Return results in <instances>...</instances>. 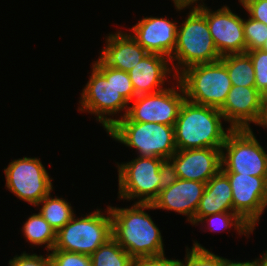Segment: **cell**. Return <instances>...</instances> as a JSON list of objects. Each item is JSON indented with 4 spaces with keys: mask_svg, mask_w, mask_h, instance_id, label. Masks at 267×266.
Here are the masks:
<instances>
[{
    "mask_svg": "<svg viewBox=\"0 0 267 266\" xmlns=\"http://www.w3.org/2000/svg\"><path fill=\"white\" fill-rule=\"evenodd\" d=\"M108 207L113 238L133 259L164 254L161 232L144 211L154 209L151 203L135 202L129 208Z\"/></svg>",
    "mask_w": 267,
    "mask_h": 266,
    "instance_id": "cell-1",
    "label": "cell"
},
{
    "mask_svg": "<svg viewBox=\"0 0 267 266\" xmlns=\"http://www.w3.org/2000/svg\"><path fill=\"white\" fill-rule=\"evenodd\" d=\"M219 109L185 99L175 122L177 150L222 148L231 130H224Z\"/></svg>",
    "mask_w": 267,
    "mask_h": 266,
    "instance_id": "cell-2",
    "label": "cell"
},
{
    "mask_svg": "<svg viewBox=\"0 0 267 266\" xmlns=\"http://www.w3.org/2000/svg\"><path fill=\"white\" fill-rule=\"evenodd\" d=\"M190 7L192 9L188 17L180 27H177L176 45L170 58L172 69L176 73L172 74L173 79L186 68L221 59L210 34L206 17L196 7L192 5ZM173 60L178 63L175 64Z\"/></svg>",
    "mask_w": 267,
    "mask_h": 266,
    "instance_id": "cell-3",
    "label": "cell"
},
{
    "mask_svg": "<svg viewBox=\"0 0 267 266\" xmlns=\"http://www.w3.org/2000/svg\"><path fill=\"white\" fill-rule=\"evenodd\" d=\"M107 133L138 151V156L169 159L177 151L174 126L154 122L116 121Z\"/></svg>",
    "mask_w": 267,
    "mask_h": 266,
    "instance_id": "cell-4",
    "label": "cell"
},
{
    "mask_svg": "<svg viewBox=\"0 0 267 266\" xmlns=\"http://www.w3.org/2000/svg\"><path fill=\"white\" fill-rule=\"evenodd\" d=\"M80 99L81 107L78 110L96 115V120L106 131L115 123V119L110 116L127 108L120 118L126 116L129 106V102L112 84V67L107 66L100 58L92 65V74Z\"/></svg>",
    "mask_w": 267,
    "mask_h": 266,
    "instance_id": "cell-5",
    "label": "cell"
},
{
    "mask_svg": "<svg viewBox=\"0 0 267 266\" xmlns=\"http://www.w3.org/2000/svg\"><path fill=\"white\" fill-rule=\"evenodd\" d=\"M177 78L188 101L217 109L223 106L232 88L221 60L186 68Z\"/></svg>",
    "mask_w": 267,
    "mask_h": 266,
    "instance_id": "cell-6",
    "label": "cell"
},
{
    "mask_svg": "<svg viewBox=\"0 0 267 266\" xmlns=\"http://www.w3.org/2000/svg\"><path fill=\"white\" fill-rule=\"evenodd\" d=\"M107 215L100 209L82 218L75 216L56 233L53 250H62L91 255L112 235V218L109 207Z\"/></svg>",
    "mask_w": 267,
    "mask_h": 266,
    "instance_id": "cell-7",
    "label": "cell"
},
{
    "mask_svg": "<svg viewBox=\"0 0 267 266\" xmlns=\"http://www.w3.org/2000/svg\"><path fill=\"white\" fill-rule=\"evenodd\" d=\"M221 150L223 173L267 177V151L260 145L251 128L231 129Z\"/></svg>",
    "mask_w": 267,
    "mask_h": 266,
    "instance_id": "cell-8",
    "label": "cell"
},
{
    "mask_svg": "<svg viewBox=\"0 0 267 266\" xmlns=\"http://www.w3.org/2000/svg\"><path fill=\"white\" fill-rule=\"evenodd\" d=\"M159 157L138 156L130 162L118 163L119 197L139 199L136 203H153L159 195Z\"/></svg>",
    "mask_w": 267,
    "mask_h": 266,
    "instance_id": "cell-9",
    "label": "cell"
},
{
    "mask_svg": "<svg viewBox=\"0 0 267 266\" xmlns=\"http://www.w3.org/2000/svg\"><path fill=\"white\" fill-rule=\"evenodd\" d=\"M177 87L165 88L156 93L136 96L126 116L116 121L154 122L174 126L186 96L182 84L175 77ZM175 87V88H174ZM179 89L180 93L178 92Z\"/></svg>",
    "mask_w": 267,
    "mask_h": 266,
    "instance_id": "cell-10",
    "label": "cell"
},
{
    "mask_svg": "<svg viewBox=\"0 0 267 266\" xmlns=\"http://www.w3.org/2000/svg\"><path fill=\"white\" fill-rule=\"evenodd\" d=\"M4 173L7 189L35 207L53 191L52 180L40 158L24 157L12 160L4 169Z\"/></svg>",
    "mask_w": 267,
    "mask_h": 266,
    "instance_id": "cell-11",
    "label": "cell"
},
{
    "mask_svg": "<svg viewBox=\"0 0 267 266\" xmlns=\"http://www.w3.org/2000/svg\"><path fill=\"white\" fill-rule=\"evenodd\" d=\"M232 188L233 212L254 230L267 207V177L224 173Z\"/></svg>",
    "mask_w": 267,
    "mask_h": 266,
    "instance_id": "cell-12",
    "label": "cell"
},
{
    "mask_svg": "<svg viewBox=\"0 0 267 266\" xmlns=\"http://www.w3.org/2000/svg\"><path fill=\"white\" fill-rule=\"evenodd\" d=\"M195 7L206 17L210 34L220 56L246 53L243 19L228 6L211 11L203 4Z\"/></svg>",
    "mask_w": 267,
    "mask_h": 266,
    "instance_id": "cell-13",
    "label": "cell"
},
{
    "mask_svg": "<svg viewBox=\"0 0 267 266\" xmlns=\"http://www.w3.org/2000/svg\"><path fill=\"white\" fill-rule=\"evenodd\" d=\"M222 148L177 150L169 160L178 179L207 183L221 170Z\"/></svg>",
    "mask_w": 267,
    "mask_h": 266,
    "instance_id": "cell-14",
    "label": "cell"
},
{
    "mask_svg": "<svg viewBox=\"0 0 267 266\" xmlns=\"http://www.w3.org/2000/svg\"><path fill=\"white\" fill-rule=\"evenodd\" d=\"M176 24L167 18L147 16L131 28V35L148 53L170 59L176 45Z\"/></svg>",
    "mask_w": 267,
    "mask_h": 266,
    "instance_id": "cell-15",
    "label": "cell"
},
{
    "mask_svg": "<svg viewBox=\"0 0 267 266\" xmlns=\"http://www.w3.org/2000/svg\"><path fill=\"white\" fill-rule=\"evenodd\" d=\"M262 94L255 87L232 85L226 101L219 109L231 129H250L258 118Z\"/></svg>",
    "mask_w": 267,
    "mask_h": 266,
    "instance_id": "cell-16",
    "label": "cell"
},
{
    "mask_svg": "<svg viewBox=\"0 0 267 266\" xmlns=\"http://www.w3.org/2000/svg\"><path fill=\"white\" fill-rule=\"evenodd\" d=\"M206 183L178 179L174 184L159 192L153 201L154 209L173 210L188 217L194 225V217Z\"/></svg>",
    "mask_w": 267,
    "mask_h": 266,
    "instance_id": "cell-17",
    "label": "cell"
},
{
    "mask_svg": "<svg viewBox=\"0 0 267 266\" xmlns=\"http://www.w3.org/2000/svg\"><path fill=\"white\" fill-rule=\"evenodd\" d=\"M170 59L148 53L135 67L128 71L136 96L159 92L165 88L166 76H171ZM162 86V87H161Z\"/></svg>",
    "mask_w": 267,
    "mask_h": 266,
    "instance_id": "cell-18",
    "label": "cell"
},
{
    "mask_svg": "<svg viewBox=\"0 0 267 266\" xmlns=\"http://www.w3.org/2000/svg\"><path fill=\"white\" fill-rule=\"evenodd\" d=\"M100 59L112 68L130 71L148 52L129 33L116 32L109 34Z\"/></svg>",
    "mask_w": 267,
    "mask_h": 266,
    "instance_id": "cell-19",
    "label": "cell"
},
{
    "mask_svg": "<svg viewBox=\"0 0 267 266\" xmlns=\"http://www.w3.org/2000/svg\"><path fill=\"white\" fill-rule=\"evenodd\" d=\"M223 212H233V202L229 179L220 170L206 183L203 196L196 210L194 225L206 215Z\"/></svg>",
    "mask_w": 267,
    "mask_h": 266,
    "instance_id": "cell-20",
    "label": "cell"
},
{
    "mask_svg": "<svg viewBox=\"0 0 267 266\" xmlns=\"http://www.w3.org/2000/svg\"><path fill=\"white\" fill-rule=\"evenodd\" d=\"M220 60L226 66L232 85L255 87L254 68L247 53L225 55Z\"/></svg>",
    "mask_w": 267,
    "mask_h": 266,
    "instance_id": "cell-21",
    "label": "cell"
},
{
    "mask_svg": "<svg viewBox=\"0 0 267 266\" xmlns=\"http://www.w3.org/2000/svg\"><path fill=\"white\" fill-rule=\"evenodd\" d=\"M42 204L39 213L56 231L63 228L75 215L72 206L65 199L45 196L36 206Z\"/></svg>",
    "mask_w": 267,
    "mask_h": 266,
    "instance_id": "cell-22",
    "label": "cell"
},
{
    "mask_svg": "<svg viewBox=\"0 0 267 266\" xmlns=\"http://www.w3.org/2000/svg\"><path fill=\"white\" fill-rule=\"evenodd\" d=\"M22 229L26 239L35 246L46 244L45 248L48 252L55 247L56 231L40 213L31 215Z\"/></svg>",
    "mask_w": 267,
    "mask_h": 266,
    "instance_id": "cell-23",
    "label": "cell"
},
{
    "mask_svg": "<svg viewBox=\"0 0 267 266\" xmlns=\"http://www.w3.org/2000/svg\"><path fill=\"white\" fill-rule=\"evenodd\" d=\"M92 266H131L133 258L112 237L90 255Z\"/></svg>",
    "mask_w": 267,
    "mask_h": 266,
    "instance_id": "cell-24",
    "label": "cell"
},
{
    "mask_svg": "<svg viewBox=\"0 0 267 266\" xmlns=\"http://www.w3.org/2000/svg\"><path fill=\"white\" fill-rule=\"evenodd\" d=\"M209 222L210 227L208 228L211 231H221L230 227H234L239 235L247 234L253 232L251 226L246 223L237 213L235 212H223L215 213L202 217L197 224L203 223L205 221ZM211 228V229H210Z\"/></svg>",
    "mask_w": 267,
    "mask_h": 266,
    "instance_id": "cell-25",
    "label": "cell"
},
{
    "mask_svg": "<svg viewBox=\"0 0 267 266\" xmlns=\"http://www.w3.org/2000/svg\"><path fill=\"white\" fill-rule=\"evenodd\" d=\"M186 248L184 262L180 260V266H223L224 258L213 254L208 249L195 242L191 249Z\"/></svg>",
    "mask_w": 267,
    "mask_h": 266,
    "instance_id": "cell-26",
    "label": "cell"
},
{
    "mask_svg": "<svg viewBox=\"0 0 267 266\" xmlns=\"http://www.w3.org/2000/svg\"><path fill=\"white\" fill-rule=\"evenodd\" d=\"M244 37L246 51L260 49L267 39V25L249 17L243 19Z\"/></svg>",
    "mask_w": 267,
    "mask_h": 266,
    "instance_id": "cell-27",
    "label": "cell"
},
{
    "mask_svg": "<svg viewBox=\"0 0 267 266\" xmlns=\"http://www.w3.org/2000/svg\"><path fill=\"white\" fill-rule=\"evenodd\" d=\"M254 68L255 88L262 94L267 89V52L262 49L246 51Z\"/></svg>",
    "mask_w": 267,
    "mask_h": 266,
    "instance_id": "cell-28",
    "label": "cell"
},
{
    "mask_svg": "<svg viewBox=\"0 0 267 266\" xmlns=\"http://www.w3.org/2000/svg\"><path fill=\"white\" fill-rule=\"evenodd\" d=\"M51 266H92L90 255L62 250H51Z\"/></svg>",
    "mask_w": 267,
    "mask_h": 266,
    "instance_id": "cell-29",
    "label": "cell"
},
{
    "mask_svg": "<svg viewBox=\"0 0 267 266\" xmlns=\"http://www.w3.org/2000/svg\"><path fill=\"white\" fill-rule=\"evenodd\" d=\"M112 84L129 103L136 97L128 72L112 68Z\"/></svg>",
    "mask_w": 267,
    "mask_h": 266,
    "instance_id": "cell-30",
    "label": "cell"
},
{
    "mask_svg": "<svg viewBox=\"0 0 267 266\" xmlns=\"http://www.w3.org/2000/svg\"><path fill=\"white\" fill-rule=\"evenodd\" d=\"M249 17L267 25V0H239Z\"/></svg>",
    "mask_w": 267,
    "mask_h": 266,
    "instance_id": "cell-31",
    "label": "cell"
},
{
    "mask_svg": "<svg viewBox=\"0 0 267 266\" xmlns=\"http://www.w3.org/2000/svg\"><path fill=\"white\" fill-rule=\"evenodd\" d=\"M9 266H51L49 254L46 257L43 255L21 253L20 256H14L9 260Z\"/></svg>",
    "mask_w": 267,
    "mask_h": 266,
    "instance_id": "cell-32",
    "label": "cell"
},
{
    "mask_svg": "<svg viewBox=\"0 0 267 266\" xmlns=\"http://www.w3.org/2000/svg\"><path fill=\"white\" fill-rule=\"evenodd\" d=\"M160 181L159 192L168 188L178 180V175L175 171L173 163L169 159H164L160 164Z\"/></svg>",
    "mask_w": 267,
    "mask_h": 266,
    "instance_id": "cell-33",
    "label": "cell"
},
{
    "mask_svg": "<svg viewBox=\"0 0 267 266\" xmlns=\"http://www.w3.org/2000/svg\"><path fill=\"white\" fill-rule=\"evenodd\" d=\"M131 266H180V260L167 259L165 254L140 257L132 260Z\"/></svg>",
    "mask_w": 267,
    "mask_h": 266,
    "instance_id": "cell-34",
    "label": "cell"
},
{
    "mask_svg": "<svg viewBox=\"0 0 267 266\" xmlns=\"http://www.w3.org/2000/svg\"><path fill=\"white\" fill-rule=\"evenodd\" d=\"M255 125L267 128V99L262 98L261 107Z\"/></svg>",
    "mask_w": 267,
    "mask_h": 266,
    "instance_id": "cell-35",
    "label": "cell"
},
{
    "mask_svg": "<svg viewBox=\"0 0 267 266\" xmlns=\"http://www.w3.org/2000/svg\"><path fill=\"white\" fill-rule=\"evenodd\" d=\"M223 266H258L257 259L247 262H235L224 258Z\"/></svg>",
    "mask_w": 267,
    "mask_h": 266,
    "instance_id": "cell-36",
    "label": "cell"
},
{
    "mask_svg": "<svg viewBox=\"0 0 267 266\" xmlns=\"http://www.w3.org/2000/svg\"><path fill=\"white\" fill-rule=\"evenodd\" d=\"M172 1L174 2L176 10L181 11L182 9H185L187 6L189 7L190 5H194L193 3L196 4L200 0H172Z\"/></svg>",
    "mask_w": 267,
    "mask_h": 266,
    "instance_id": "cell-37",
    "label": "cell"
},
{
    "mask_svg": "<svg viewBox=\"0 0 267 266\" xmlns=\"http://www.w3.org/2000/svg\"><path fill=\"white\" fill-rule=\"evenodd\" d=\"M258 266H267V250L262 254L261 258H257Z\"/></svg>",
    "mask_w": 267,
    "mask_h": 266,
    "instance_id": "cell-38",
    "label": "cell"
},
{
    "mask_svg": "<svg viewBox=\"0 0 267 266\" xmlns=\"http://www.w3.org/2000/svg\"><path fill=\"white\" fill-rule=\"evenodd\" d=\"M260 49H262L263 51L267 52V39L264 42V45Z\"/></svg>",
    "mask_w": 267,
    "mask_h": 266,
    "instance_id": "cell-39",
    "label": "cell"
},
{
    "mask_svg": "<svg viewBox=\"0 0 267 266\" xmlns=\"http://www.w3.org/2000/svg\"><path fill=\"white\" fill-rule=\"evenodd\" d=\"M262 98L267 99V89L262 93Z\"/></svg>",
    "mask_w": 267,
    "mask_h": 266,
    "instance_id": "cell-40",
    "label": "cell"
}]
</instances>
